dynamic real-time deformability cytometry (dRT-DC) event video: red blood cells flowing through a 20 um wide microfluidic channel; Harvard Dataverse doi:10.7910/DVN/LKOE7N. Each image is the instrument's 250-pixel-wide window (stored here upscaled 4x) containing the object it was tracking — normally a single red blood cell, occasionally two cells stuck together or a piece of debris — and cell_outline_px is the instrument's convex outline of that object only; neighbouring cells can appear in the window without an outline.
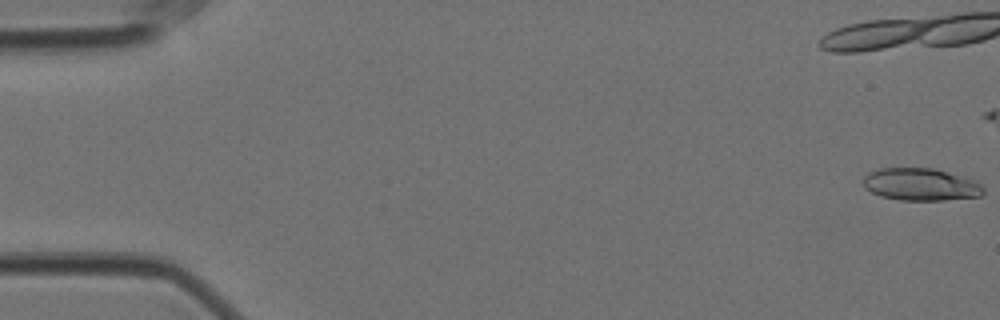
{"species": "Egyptian fruit bat (a non-hibernating species)", "species_latin": "Rousettus aegyptiacus", "temperature_condition": "cold", "stored_images_in_passage": 12, "camera_frame_rate_fps": 3000, "um_per_image_px": 0.085, "animal": {"sex": "female"}, "frame": {"image": 1, "passage_image": 1, "time_ms": 0.0, "image_size_px": [1000, 320], "cell_outline_px": [[984, 192], [980, 196], [944, 200], [900, 200], [880, 196], [864, 188], [864, 176], [868, 172], [880, 168], [932, 168], [972, 180], [980, 184], [984, 188]], "centroid_in_image_um": [78.21, 15.68], "position_along_channel_um": 6.8, "area_um2": 22.43}}